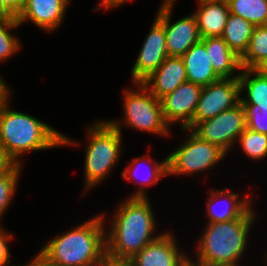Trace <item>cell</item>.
Wrapping results in <instances>:
<instances>
[{
  "label": "cell",
  "mask_w": 267,
  "mask_h": 266,
  "mask_svg": "<svg viewBox=\"0 0 267 266\" xmlns=\"http://www.w3.org/2000/svg\"><path fill=\"white\" fill-rule=\"evenodd\" d=\"M116 213L106 235L107 256L130 260L160 236L152 237L156 225L147 197L128 198Z\"/></svg>",
  "instance_id": "obj_1"
},
{
  "label": "cell",
  "mask_w": 267,
  "mask_h": 266,
  "mask_svg": "<svg viewBox=\"0 0 267 266\" xmlns=\"http://www.w3.org/2000/svg\"><path fill=\"white\" fill-rule=\"evenodd\" d=\"M104 215L57 236L40 251L54 266H100L106 256Z\"/></svg>",
  "instance_id": "obj_2"
},
{
  "label": "cell",
  "mask_w": 267,
  "mask_h": 266,
  "mask_svg": "<svg viewBox=\"0 0 267 266\" xmlns=\"http://www.w3.org/2000/svg\"><path fill=\"white\" fill-rule=\"evenodd\" d=\"M6 101L0 107V143L8 155L21 165L23 152L76 144L57 130L30 115L11 111Z\"/></svg>",
  "instance_id": "obj_3"
},
{
  "label": "cell",
  "mask_w": 267,
  "mask_h": 266,
  "mask_svg": "<svg viewBox=\"0 0 267 266\" xmlns=\"http://www.w3.org/2000/svg\"><path fill=\"white\" fill-rule=\"evenodd\" d=\"M254 211L250 208L241 218L209 222L200 238L198 264L203 266H237L245 250Z\"/></svg>",
  "instance_id": "obj_4"
},
{
  "label": "cell",
  "mask_w": 267,
  "mask_h": 266,
  "mask_svg": "<svg viewBox=\"0 0 267 266\" xmlns=\"http://www.w3.org/2000/svg\"><path fill=\"white\" fill-rule=\"evenodd\" d=\"M85 157L86 191L107 176L120 157L121 127L119 122H97L88 129Z\"/></svg>",
  "instance_id": "obj_5"
},
{
  "label": "cell",
  "mask_w": 267,
  "mask_h": 266,
  "mask_svg": "<svg viewBox=\"0 0 267 266\" xmlns=\"http://www.w3.org/2000/svg\"><path fill=\"white\" fill-rule=\"evenodd\" d=\"M139 92L125 90V121L140 131L167 135L169 124L165 121L160 99H157L142 83H136Z\"/></svg>",
  "instance_id": "obj_6"
},
{
  "label": "cell",
  "mask_w": 267,
  "mask_h": 266,
  "mask_svg": "<svg viewBox=\"0 0 267 266\" xmlns=\"http://www.w3.org/2000/svg\"><path fill=\"white\" fill-rule=\"evenodd\" d=\"M186 142L168 155V175L191 174L217 164L226 153L217 145L203 141L192 130Z\"/></svg>",
  "instance_id": "obj_7"
},
{
  "label": "cell",
  "mask_w": 267,
  "mask_h": 266,
  "mask_svg": "<svg viewBox=\"0 0 267 266\" xmlns=\"http://www.w3.org/2000/svg\"><path fill=\"white\" fill-rule=\"evenodd\" d=\"M245 129V113L240 102L211 119L198 122L191 130L203 141L217 145L227 153Z\"/></svg>",
  "instance_id": "obj_8"
},
{
  "label": "cell",
  "mask_w": 267,
  "mask_h": 266,
  "mask_svg": "<svg viewBox=\"0 0 267 266\" xmlns=\"http://www.w3.org/2000/svg\"><path fill=\"white\" fill-rule=\"evenodd\" d=\"M241 93L239 78H221L203 86L200 92L193 120L184 128L191 130L200 122L211 119L221 112L240 103Z\"/></svg>",
  "instance_id": "obj_9"
},
{
  "label": "cell",
  "mask_w": 267,
  "mask_h": 266,
  "mask_svg": "<svg viewBox=\"0 0 267 266\" xmlns=\"http://www.w3.org/2000/svg\"><path fill=\"white\" fill-rule=\"evenodd\" d=\"M173 2L174 0H164L156 18L164 26L168 56L181 57L190 47L201 40V36L194 14L170 24Z\"/></svg>",
  "instance_id": "obj_10"
},
{
  "label": "cell",
  "mask_w": 267,
  "mask_h": 266,
  "mask_svg": "<svg viewBox=\"0 0 267 266\" xmlns=\"http://www.w3.org/2000/svg\"><path fill=\"white\" fill-rule=\"evenodd\" d=\"M168 57L166 36L163 24L155 18L152 28L145 38L141 51L132 68L133 81L142 83Z\"/></svg>",
  "instance_id": "obj_11"
},
{
  "label": "cell",
  "mask_w": 267,
  "mask_h": 266,
  "mask_svg": "<svg viewBox=\"0 0 267 266\" xmlns=\"http://www.w3.org/2000/svg\"><path fill=\"white\" fill-rule=\"evenodd\" d=\"M201 90L202 86L187 81L162 97L160 101L165 121L171 125L181 120L184 129L193 120Z\"/></svg>",
  "instance_id": "obj_12"
},
{
  "label": "cell",
  "mask_w": 267,
  "mask_h": 266,
  "mask_svg": "<svg viewBox=\"0 0 267 266\" xmlns=\"http://www.w3.org/2000/svg\"><path fill=\"white\" fill-rule=\"evenodd\" d=\"M171 233H163L132 259L135 266H182L189 257L180 254Z\"/></svg>",
  "instance_id": "obj_13"
},
{
  "label": "cell",
  "mask_w": 267,
  "mask_h": 266,
  "mask_svg": "<svg viewBox=\"0 0 267 266\" xmlns=\"http://www.w3.org/2000/svg\"><path fill=\"white\" fill-rule=\"evenodd\" d=\"M185 82H187V73L183 59L181 57L168 56L142 84L157 99H161Z\"/></svg>",
  "instance_id": "obj_14"
},
{
  "label": "cell",
  "mask_w": 267,
  "mask_h": 266,
  "mask_svg": "<svg viewBox=\"0 0 267 266\" xmlns=\"http://www.w3.org/2000/svg\"><path fill=\"white\" fill-rule=\"evenodd\" d=\"M69 0H27L17 17L19 24L31 21L47 31L55 30L63 20Z\"/></svg>",
  "instance_id": "obj_15"
},
{
  "label": "cell",
  "mask_w": 267,
  "mask_h": 266,
  "mask_svg": "<svg viewBox=\"0 0 267 266\" xmlns=\"http://www.w3.org/2000/svg\"><path fill=\"white\" fill-rule=\"evenodd\" d=\"M181 58L185 65L188 82L203 87L221 79L212 68L209 52L205 47V38H201L199 42L190 47Z\"/></svg>",
  "instance_id": "obj_16"
},
{
  "label": "cell",
  "mask_w": 267,
  "mask_h": 266,
  "mask_svg": "<svg viewBox=\"0 0 267 266\" xmlns=\"http://www.w3.org/2000/svg\"><path fill=\"white\" fill-rule=\"evenodd\" d=\"M230 14L227 2L199 0L198 11L194 14L201 38L220 37Z\"/></svg>",
  "instance_id": "obj_17"
},
{
  "label": "cell",
  "mask_w": 267,
  "mask_h": 266,
  "mask_svg": "<svg viewBox=\"0 0 267 266\" xmlns=\"http://www.w3.org/2000/svg\"><path fill=\"white\" fill-rule=\"evenodd\" d=\"M206 51L209 52V58L213 70L220 78H236L233 76L237 69H242L240 58L228 47L224 39L220 37L205 38Z\"/></svg>",
  "instance_id": "obj_18"
},
{
  "label": "cell",
  "mask_w": 267,
  "mask_h": 266,
  "mask_svg": "<svg viewBox=\"0 0 267 266\" xmlns=\"http://www.w3.org/2000/svg\"><path fill=\"white\" fill-rule=\"evenodd\" d=\"M255 26L242 17L229 14L221 37L228 47L241 58L248 49Z\"/></svg>",
  "instance_id": "obj_19"
},
{
  "label": "cell",
  "mask_w": 267,
  "mask_h": 266,
  "mask_svg": "<svg viewBox=\"0 0 267 266\" xmlns=\"http://www.w3.org/2000/svg\"><path fill=\"white\" fill-rule=\"evenodd\" d=\"M223 197L227 201V205H229V207H226L225 210L223 209L218 211L216 208H214V204L216 203L214 199L217 198L222 200ZM238 197L239 195L236 193H228L227 188L221 190L220 192L216 190L215 192H212L207 203L209 222H223L241 218L251 208V206L250 199H248L249 201L247 198L240 201Z\"/></svg>",
  "instance_id": "obj_20"
},
{
  "label": "cell",
  "mask_w": 267,
  "mask_h": 266,
  "mask_svg": "<svg viewBox=\"0 0 267 266\" xmlns=\"http://www.w3.org/2000/svg\"><path fill=\"white\" fill-rule=\"evenodd\" d=\"M238 78L241 92L247 89V97L240 98L241 104H256V108L267 109V77L260 75L254 69L244 68Z\"/></svg>",
  "instance_id": "obj_21"
},
{
  "label": "cell",
  "mask_w": 267,
  "mask_h": 266,
  "mask_svg": "<svg viewBox=\"0 0 267 266\" xmlns=\"http://www.w3.org/2000/svg\"><path fill=\"white\" fill-rule=\"evenodd\" d=\"M231 14L238 15L256 26L267 25V0H229Z\"/></svg>",
  "instance_id": "obj_22"
},
{
  "label": "cell",
  "mask_w": 267,
  "mask_h": 266,
  "mask_svg": "<svg viewBox=\"0 0 267 266\" xmlns=\"http://www.w3.org/2000/svg\"><path fill=\"white\" fill-rule=\"evenodd\" d=\"M267 57V25L256 26L245 54L240 58L242 69H253Z\"/></svg>",
  "instance_id": "obj_23"
},
{
  "label": "cell",
  "mask_w": 267,
  "mask_h": 266,
  "mask_svg": "<svg viewBox=\"0 0 267 266\" xmlns=\"http://www.w3.org/2000/svg\"><path fill=\"white\" fill-rule=\"evenodd\" d=\"M146 159L147 158H145V157L133 159L134 161L130 164V166L125 168L124 172L121 173L123 178L130 179L131 181H133L131 178H133V175L136 177L135 174L138 171L137 167H138L139 162L144 161ZM132 166H134V168H131ZM135 166H137V167H135ZM131 169H133V170H131ZM150 169H151V170H149L150 173L148 172L149 174H147L149 176L147 178H144L140 182L141 189L138 192L136 191V193H134V195L132 194V196H130V198H146L145 190H143L145 188V186L155 184L156 182H158V180L161 177L168 175V158H165V160L161 163L157 162V164H155L154 166L152 165L150 167ZM131 175H132V177H131Z\"/></svg>",
  "instance_id": "obj_24"
},
{
  "label": "cell",
  "mask_w": 267,
  "mask_h": 266,
  "mask_svg": "<svg viewBox=\"0 0 267 266\" xmlns=\"http://www.w3.org/2000/svg\"><path fill=\"white\" fill-rule=\"evenodd\" d=\"M244 152L252 159H262L267 156V134L246 128L237 139Z\"/></svg>",
  "instance_id": "obj_25"
},
{
  "label": "cell",
  "mask_w": 267,
  "mask_h": 266,
  "mask_svg": "<svg viewBox=\"0 0 267 266\" xmlns=\"http://www.w3.org/2000/svg\"><path fill=\"white\" fill-rule=\"evenodd\" d=\"M17 26H20L17 18L0 19V61L8 59L20 48L17 38L9 33V29Z\"/></svg>",
  "instance_id": "obj_26"
},
{
  "label": "cell",
  "mask_w": 267,
  "mask_h": 266,
  "mask_svg": "<svg viewBox=\"0 0 267 266\" xmlns=\"http://www.w3.org/2000/svg\"><path fill=\"white\" fill-rule=\"evenodd\" d=\"M20 166L17 164L11 171L0 175V218L13 198L22 169Z\"/></svg>",
  "instance_id": "obj_27"
},
{
  "label": "cell",
  "mask_w": 267,
  "mask_h": 266,
  "mask_svg": "<svg viewBox=\"0 0 267 266\" xmlns=\"http://www.w3.org/2000/svg\"><path fill=\"white\" fill-rule=\"evenodd\" d=\"M245 113L246 128L267 134V109L256 108V104H242Z\"/></svg>",
  "instance_id": "obj_28"
},
{
  "label": "cell",
  "mask_w": 267,
  "mask_h": 266,
  "mask_svg": "<svg viewBox=\"0 0 267 266\" xmlns=\"http://www.w3.org/2000/svg\"><path fill=\"white\" fill-rule=\"evenodd\" d=\"M12 237L13 235L5 233L0 227V266H8L7 262L10 263L7 241L11 240Z\"/></svg>",
  "instance_id": "obj_29"
},
{
  "label": "cell",
  "mask_w": 267,
  "mask_h": 266,
  "mask_svg": "<svg viewBox=\"0 0 267 266\" xmlns=\"http://www.w3.org/2000/svg\"><path fill=\"white\" fill-rule=\"evenodd\" d=\"M16 162L8 155L4 146L0 143V175L11 171Z\"/></svg>",
  "instance_id": "obj_30"
},
{
  "label": "cell",
  "mask_w": 267,
  "mask_h": 266,
  "mask_svg": "<svg viewBox=\"0 0 267 266\" xmlns=\"http://www.w3.org/2000/svg\"><path fill=\"white\" fill-rule=\"evenodd\" d=\"M27 0H3L4 5L18 17L23 11Z\"/></svg>",
  "instance_id": "obj_31"
},
{
  "label": "cell",
  "mask_w": 267,
  "mask_h": 266,
  "mask_svg": "<svg viewBox=\"0 0 267 266\" xmlns=\"http://www.w3.org/2000/svg\"><path fill=\"white\" fill-rule=\"evenodd\" d=\"M100 266H135V265L131 260L115 259L106 255Z\"/></svg>",
  "instance_id": "obj_32"
},
{
  "label": "cell",
  "mask_w": 267,
  "mask_h": 266,
  "mask_svg": "<svg viewBox=\"0 0 267 266\" xmlns=\"http://www.w3.org/2000/svg\"><path fill=\"white\" fill-rule=\"evenodd\" d=\"M24 266H54V265L41 253V251H39L37 256H35V258L29 264Z\"/></svg>",
  "instance_id": "obj_33"
},
{
  "label": "cell",
  "mask_w": 267,
  "mask_h": 266,
  "mask_svg": "<svg viewBox=\"0 0 267 266\" xmlns=\"http://www.w3.org/2000/svg\"><path fill=\"white\" fill-rule=\"evenodd\" d=\"M8 87L6 86V83L0 78V107L9 100V92Z\"/></svg>",
  "instance_id": "obj_34"
},
{
  "label": "cell",
  "mask_w": 267,
  "mask_h": 266,
  "mask_svg": "<svg viewBox=\"0 0 267 266\" xmlns=\"http://www.w3.org/2000/svg\"><path fill=\"white\" fill-rule=\"evenodd\" d=\"M129 0H102L101 3H99V8H97L98 10L102 7H107L108 8H114L116 6H119L123 3H126ZM102 6V7H101Z\"/></svg>",
  "instance_id": "obj_35"
},
{
  "label": "cell",
  "mask_w": 267,
  "mask_h": 266,
  "mask_svg": "<svg viewBox=\"0 0 267 266\" xmlns=\"http://www.w3.org/2000/svg\"><path fill=\"white\" fill-rule=\"evenodd\" d=\"M17 18L5 5L3 0H0V19Z\"/></svg>",
  "instance_id": "obj_36"
},
{
  "label": "cell",
  "mask_w": 267,
  "mask_h": 266,
  "mask_svg": "<svg viewBox=\"0 0 267 266\" xmlns=\"http://www.w3.org/2000/svg\"><path fill=\"white\" fill-rule=\"evenodd\" d=\"M253 69L260 75L267 77V57L260 61Z\"/></svg>",
  "instance_id": "obj_37"
},
{
  "label": "cell",
  "mask_w": 267,
  "mask_h": 266,
  "mask_svg": "<svg viewBox=\"0 0 267 266\" xmlns=\"http://www.w3.org/2000/svg\"><path fill=\"white\" fill-rule=\"evenodd\" d=\"M182 266H203V265L195 264L192 261H190V259H188Z\"/></svg>",
  "instance_id": "obj_38"
},
{
  "label": "cell",
  "mask_w": 267,
  "mask_h": 266,
  "mask_svg": "<svg viewBox=\"0 0 267 266\" xmlns=\"http://www.w3.org/2000/svg\"><path fill=\"white\" fill-rule=\"evenodd\" d=\"M216 1L228 2L229 0H216Z\"/></svg>",
  "instance_id": "obj_39"
}]
</instances>
